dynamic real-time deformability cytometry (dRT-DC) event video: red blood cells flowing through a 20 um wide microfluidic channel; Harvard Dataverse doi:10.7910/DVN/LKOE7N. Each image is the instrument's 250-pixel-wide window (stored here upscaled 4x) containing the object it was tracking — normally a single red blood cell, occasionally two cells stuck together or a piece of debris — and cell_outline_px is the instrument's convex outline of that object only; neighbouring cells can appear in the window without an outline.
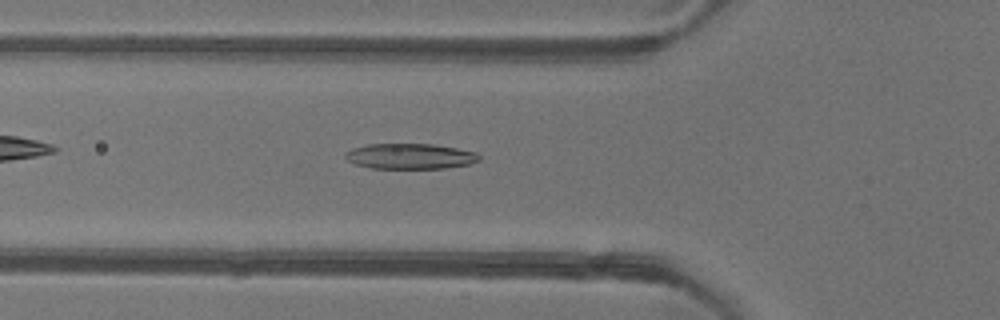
{"species": "common noctule bat (a hibernating species)", "species_latin": "Nyctalus noctula", "temperature_condition": "warm", "stored_images_in_passage": 41, "camera_frame_rate_fps": 3000, "um_per_image_px": 0.085, "animal": {"sex": "female"}, "frame": {"image": 1, "passage_image": 7, "time_ms": 2.0, "image_size_px": [1000, 320], "cell_outline_px": [[480, 160], [468, 164], [444, 168], [372, 168], [352, 164], [344, 156], [344, 152], [352, 148], [368, 144], [432, 144], [456, 148], [476, 152], [480, 156]], "centroid_in_image_um": [34.81, 13.28], "position_along_channel_um": 91.0, "area_um2": 19.88}}
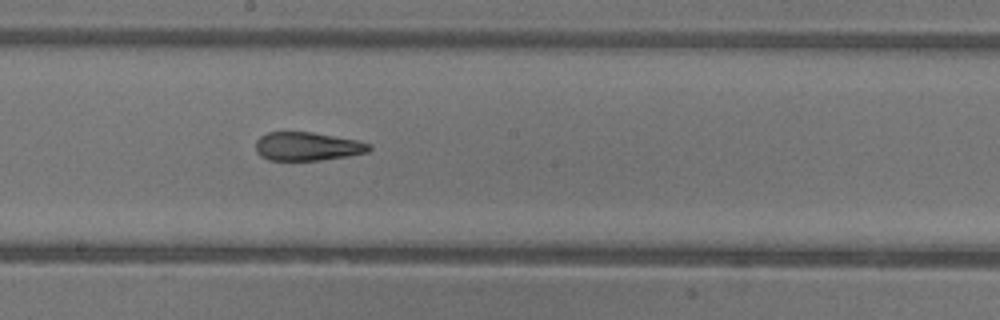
{"frame": {"image": 2, "passage_image": 17, "time_ms": 5.333, "image_size_px": [1000, 320], "cell_outline_px": [[372, 148], [368, 152], [348, 156], [320, 160], [268, 160], [260, 156], [256, 152], [256, 140], [260, 136], [268, 132], [312, 132], [356, 140], [372, 144]], "centroid_in_image_um": [26.12, 12.44], "position_along_channel_um": 222.1, "area_um2": 18.9}}
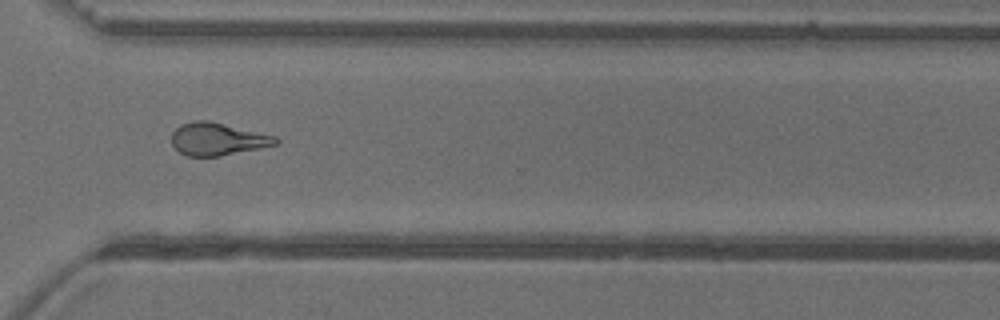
{"frame": {"image": 3, "passage_image": 27, "time_ms": 8.667, "image_size_px": [1000, 320], "cell_outline_px": [[280, 144], [220, 156], [188, 156], [180, 152], [172, 144], [172, 132], [180, 124], [196, 120], [208, 120], [276, 136], [280, 140]], "centroid_in_image_um": [18.51, 11.82], "position_along_channel_um": 352.1, "area_um2": 19.77}, "authors_computed_cell_mechanics": {"area_um2": 19.8832, "velocity_mm_per_s": 3.9025, "shape_relaxation_time_tau1_ms": 6.9969, "shape_relaxation_time_tau2_ms": 2.465, "deformation_change_tau1": 0.2048, "deformation_change_tau2": 0.1211}}